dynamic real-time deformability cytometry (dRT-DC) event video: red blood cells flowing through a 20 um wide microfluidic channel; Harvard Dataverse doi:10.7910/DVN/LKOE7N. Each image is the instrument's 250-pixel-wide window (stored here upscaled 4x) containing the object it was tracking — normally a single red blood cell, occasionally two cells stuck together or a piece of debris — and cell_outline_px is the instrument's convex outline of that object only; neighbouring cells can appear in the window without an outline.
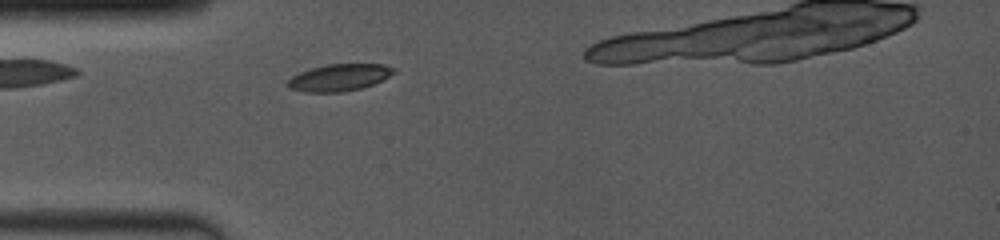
{"species": "common noctule bat (a hibernating species)", "species_latin": "Nyctalus noctula", "temperature_condition": "room temperature", "stored_images_in_passage": 2, "camera_frame_rate_fps": 4000, "um_per_image_px": 0.085, "animal": {"sex": "female", "body_mass_g": 19.0, "forearm_length_mm": 53.3}, "frame": {"image": 1, "passage_image": 2, "time_ms": 0.75, "image_size_px": [1000, 240], "cell_outline_px": [[396, 72], [372, 84], [360, 88], [344, 92], [304, 92], [288, 88], [288, 80], [292, 76], [300, 72], [312, 68], [328, 64], [384, 64], [396, 68]], "centroid_in_image_um": [28.83, 6.59], "position_along_channel_um": 56.2, "area_um2": 16.53}}